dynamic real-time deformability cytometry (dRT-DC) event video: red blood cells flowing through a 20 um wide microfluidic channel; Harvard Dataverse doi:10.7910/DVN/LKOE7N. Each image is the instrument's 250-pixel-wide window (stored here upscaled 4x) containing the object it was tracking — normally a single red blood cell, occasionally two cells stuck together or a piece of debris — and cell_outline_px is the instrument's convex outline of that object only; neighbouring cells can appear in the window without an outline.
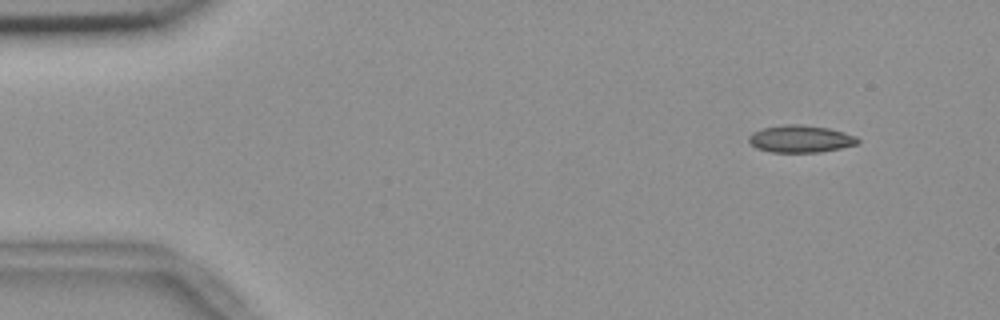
{"species": "common noctule bat (a hibernating species)", "species_latin": "Nyctalus noctula", "temperature_condition": "room temperature", "stored_images_in_passage": 3, "camera_frame_rate_fps": 3000, "um_per_image_px": 0.085, "animal": {"sex": "female", "body_mass_g": 18.4}, "frame": {"image": 1, "passage_image": 1, "time_ms": 0.0, "image_size_px": [1000, 320], "cell_outline_px": [[860, 144], [820, 152], [772, 152], [756, 148], [748, 140], [748, 136], [752, 132], [760, 128], [784, 124], [800, 124], [828, 128], [844, 132], [856, 136], [860, 140]], "centroid_in_image_um": [68.04, 11.8], "position_along_channel_um": 17.0, "area_um2": 17.46}}